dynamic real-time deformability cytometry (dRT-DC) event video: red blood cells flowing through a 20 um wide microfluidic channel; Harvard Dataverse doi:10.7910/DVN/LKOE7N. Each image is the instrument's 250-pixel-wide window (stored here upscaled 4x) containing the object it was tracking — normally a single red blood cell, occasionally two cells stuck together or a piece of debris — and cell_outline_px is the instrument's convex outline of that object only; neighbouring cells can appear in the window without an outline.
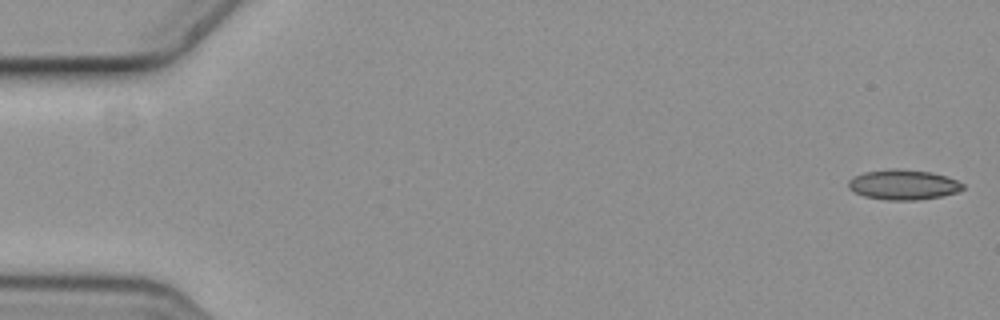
{"species": "common noctule bat (a hibernating species)", "species_latin": "Nyctalus noctula", "temperature_condition": "cold", "stored_images_in_passage": 5, "camera_frame_rate_fps": 3000, "um_per_image_px": 0.085, "animal": {"sex": "female", "body_mass_g": 19.3, "forearm_length_mm": 54.1}, "frame": {"image": 1, "passage_image": 1, "time_ms": 0.0, "image_size_px": [1000, 320], "cell_outline_px": [[964, 188], [956, 192], [940, 196], [916, 200], [888, 200], [864, 196], [848, 188], [848, 180], [864, 172], [892, 168], [896, 168], [932, 172], [956, 180], [964, 184]], "centroid_in_image_um": [76.77, 15.69], "position_along_channel_um": 8.2, "area_um2": 19.88}}